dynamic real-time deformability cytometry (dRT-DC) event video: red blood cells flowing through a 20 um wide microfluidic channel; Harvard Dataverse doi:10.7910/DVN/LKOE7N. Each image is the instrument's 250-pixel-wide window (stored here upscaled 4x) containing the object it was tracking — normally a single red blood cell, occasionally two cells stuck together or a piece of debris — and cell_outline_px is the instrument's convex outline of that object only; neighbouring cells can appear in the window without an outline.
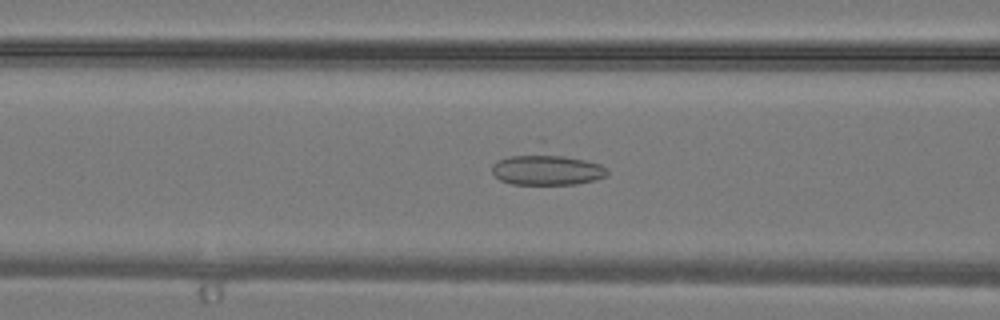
{"species": "common noctule bat (a hibernating species)", "species_latin": "Nyctalus noctula", "temperature_condition": "warm", "stored_images_in_passage": 34, "camera_frame_rate_fps": 3000, "um_per_image_px": 0.085, "animal": {"sex": "male", "body_mass_g": 19.2, "forearm_length_mm": 51.8}, "frame": {"image": 1, "passage_image": 15, "time_ms": 4.667, "image_size_px": [1000, 320], "cell_outline_px": [[608, 176], [596, 180], [576, 184], [512, 184], [500, 180], [492, 172], [492, 164], [508, 156], [544, 140], [600, 164], [608, 168]], "centroid_in_image_um": [46.54, 14.17], "position_along_channel_um": 120.1, "area_um2": 24.68}}
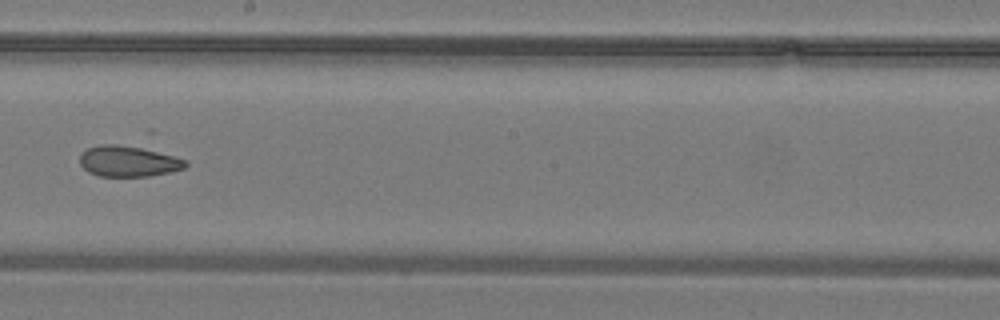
{"frame": {"image": 2, "passage_image": 21, "time_ms": 6.667, "image_size_px": [1000, 320], "cell_outline_px": [[188, 164], [184, 168], [168, 172], [148, 176], [100, 176], [88, 172], [80, 164], [80, 152], [88, 148], [100, 144], [116, 144], [148, 148], [188, 160]], "centroid_in_image_um": [10.91, 13.69], "position_along_channel_um": 237.3, "area_um2": 19.19}}
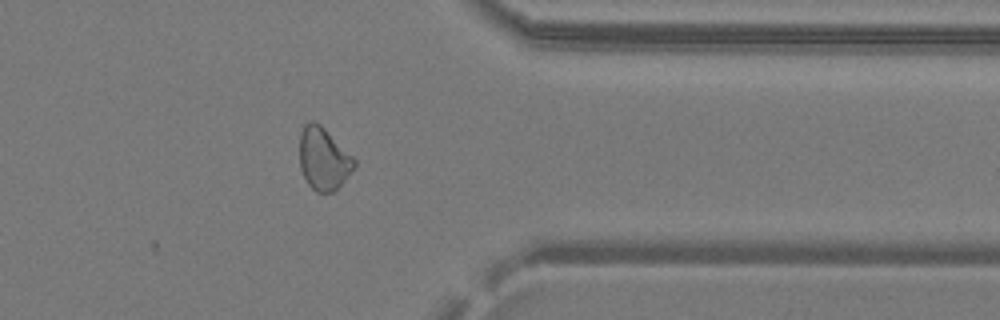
{"frame": {"image": 3, "passage_image": 29, "time_ms": 9.333, "image_size_px": [1000, 320], "cell_outline_px": [[356, 164], [336, 192], [316, 192], [308, 184], [300, 168], [300, 132], [304, 124], [308, 120], [312, 120], [320, 124], [356, 160]], "centroid_in_image_um": [27.48, 13.5], "position_along_channel_um": 383.9, "area_um2": 19.83}}